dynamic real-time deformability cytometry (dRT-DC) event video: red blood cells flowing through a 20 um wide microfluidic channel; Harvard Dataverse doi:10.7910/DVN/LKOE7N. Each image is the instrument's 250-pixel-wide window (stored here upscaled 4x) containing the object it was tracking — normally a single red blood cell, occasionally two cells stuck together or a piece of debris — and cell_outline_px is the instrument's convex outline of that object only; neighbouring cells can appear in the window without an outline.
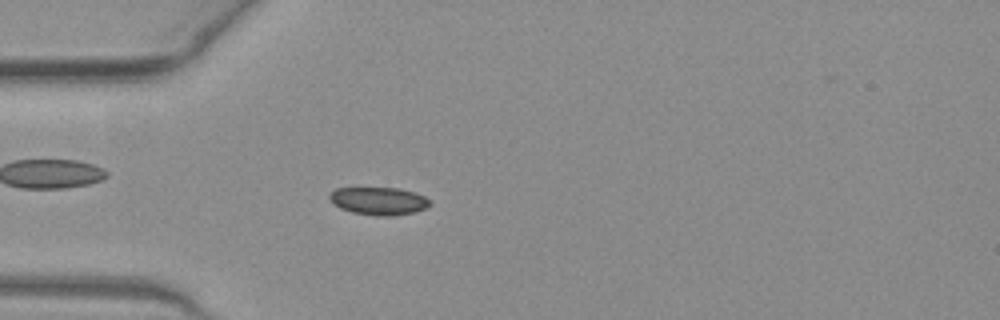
{"species": "common noctule bat (a hibernating species)", "species_latin": "Nyctalus noctula", "temperature_condition": "warm", "stored_images_in_passage": 44, "camera_frame_rate_fps": 3000, "um_per_image_px": 0.085, "animal": {"sex": "female", "body_mass_g": 19.3, "forearm_length_mm": 54.1}, "frame": {"image": 1, "passage_image": 12, "time_ms": 3.667, "image_size_px": [1000, 320], "cell_outline_px": [[432, 204], [424, 208], [412, 212], [392, 216], [376, 216], [352, 212], [340, 208], [328, 196], [336, 188], [396, 188], [416, 192], [424, 196]], "centroid_in_image_um": [32.2, 17.08], "position_along_channel_um": 52.8, "area_um2": 16.01}}
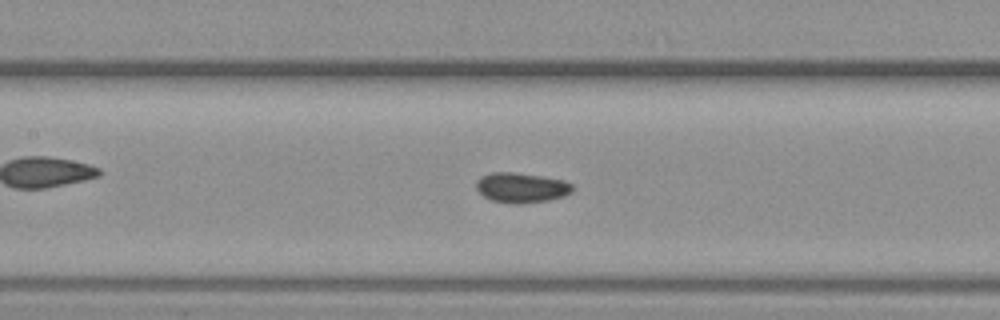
{"frame": {"image": 2, "passage_image": 21, "time_ms": 6.667, "image_size_px": [1000, 320], "cell_outline_px": [[572, 192], [564, 196], [548, 200], [516, 204], [492, 200], [484, 196], [476, 188], [476, 180], [480, 176], [492, 172], [512, 172], [544, 176], [564, 180], [572, 184]], "centroid_in_image_um": [44.31, 15.93], "position_along_channel_um": 163.1, "area_um2": 16.82}}
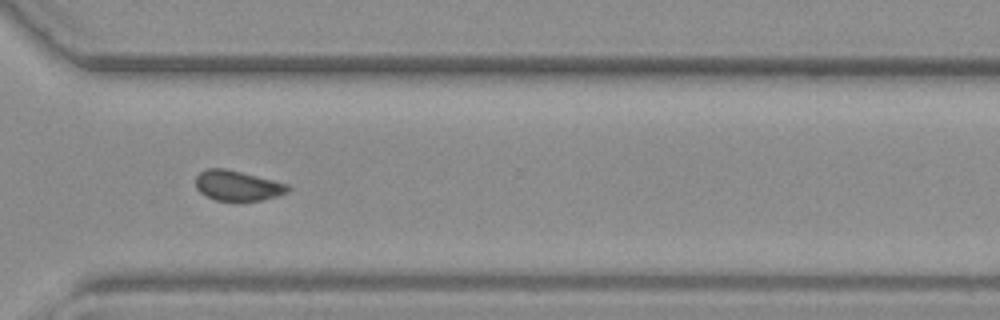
{"frame": {"image": 3, "passage_image": 35, "time_ms": 11.333, "image_size_px": [1000, 320], "cell_outline_px": [[292, 188], [288, 192], [276, 196], [260, 200], [236, 204], [216, 200], [200, 192], [196, 188], [196, 176], [204, 168], [224, 168], [288, 184]], "centroid_in_image_um": [20.18, 15.82], "position_along_channel_um": 350.4, "area_um2": 16.59}, "authors_computed_cell_mechanics": {"area_um2": 16.4152, "velocity_mm_per_s": 4.0199, "shape_relaxation_time_tau1_ms": 3.0231, "shape_relaxation_time_tau2_ms": null, "deformation_change_tau1": 0.0607, "deformation_change_tau2": null}}